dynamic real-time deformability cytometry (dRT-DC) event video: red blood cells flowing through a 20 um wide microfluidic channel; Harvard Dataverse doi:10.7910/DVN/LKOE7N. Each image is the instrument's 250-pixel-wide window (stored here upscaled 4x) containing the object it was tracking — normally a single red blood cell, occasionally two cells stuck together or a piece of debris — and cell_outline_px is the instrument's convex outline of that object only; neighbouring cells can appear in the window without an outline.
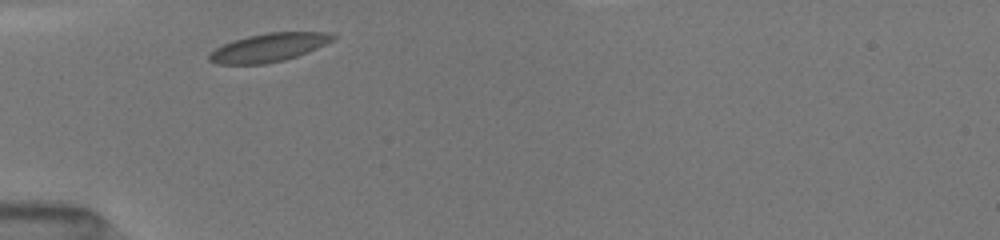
{"species": "common noctule bat (a hibernating species)", "species_latin": "Nyctalus noctula", "temperature_condition": "room temperature", "stored_images_in_passage": 23, "camera_frame_rate_fps": 3000, "um_per_image_px": 0.085, "animal": {"sex": "female", "body_mass_g": 19.5, "forearm_length_mm": 54.1}, "frame": {"image": 1, "passage_image": 1, "time_ms": 0.0, "image_size_px": [1000, 240], "cell_outline_px": [[336, 36], [332, 40], [316, 48], [296, 56], [284, 60], [264, 64], [216, 64], [208, 60], [208, 52], [224, 44], [248, 36], [268, 32], [324, 32]], "centroid_in_image_um": [22.78, 4.05], "position_along_channel_um": 62.2, "area_um2": 20.17}}
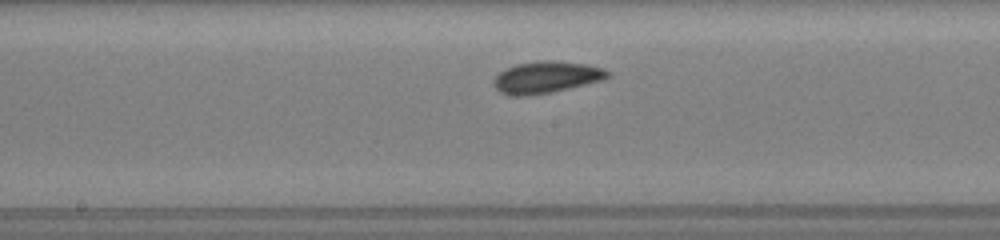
{"frame": {"image": 2, "passage_image": 10, "time_ms": 3.667, "image_size_px": [1000, 240], "cell_outline_px": [[608, 76], [604, 80], [552, 92], [528, 96], [516, 96], [500, 92], [492, 84], [492, 80], [500, 72], [516, 64], [544, 60], [552, 60], [588, 64], [604, 68], [608, 72]], "centroid_in_image_um": [46.43, 6.57], "position_along_channel_um": 201.8, "area_um2": 21.1}}
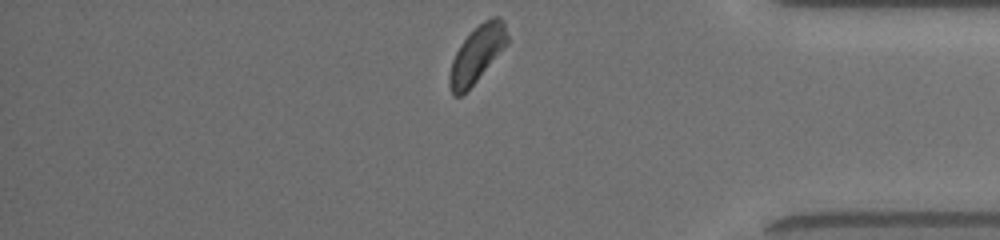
{"frame": {"image": 3, "passage_image": 23, "time_ms": 9.0, "image_size_px": [1000, 240], "cell_outline_px": [[508, 44], [476, 80], [460, 96], [456, 96], [452, 92], [448, 84], [448, 76], [452, 60], [460, 44], [484, 20], [492, 16], [500, 16], [504, 20], [508, 36]], "centroid_in_image_um": [40.56, 4.57], "position_along_channel_um": 394.6, "area_um2": 18.73}, "authors_computed_cell_mechanics": {"area_um2": 19.9988, "velocity_mm_per_s": 3.9821, "shape_relaxation_time_tau1_ms": 1.7627, "shape_relaxation_time_tau2_ms": 1.4428, "deformation_change_tau1": 0.064, "deformation_change_tau2": 0.0511}}